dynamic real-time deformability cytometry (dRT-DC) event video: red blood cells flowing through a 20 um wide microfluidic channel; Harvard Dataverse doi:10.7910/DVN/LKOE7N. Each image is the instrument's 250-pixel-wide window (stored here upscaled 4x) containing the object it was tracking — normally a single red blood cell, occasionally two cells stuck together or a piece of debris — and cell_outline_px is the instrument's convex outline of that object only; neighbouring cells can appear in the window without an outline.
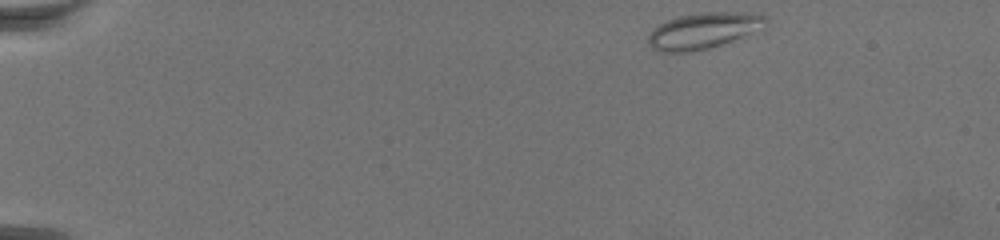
{"species": "common noctule bat (a hibernating species)", "species_latin": "Nyctalus noctula", "temperature_condition": "warm", "stored_images_in_passage": 62, "camera_frame_rate_fps": 3000, "um_per_image_px": 0.085, "animal": {"sex": "female", "body_mass_g": 19.5, "forearm_length_mm": 54.1}, "frame": {"image": 1, "passage_image": 1, "time_ms": 0.0, "image_size_px": [1000, 240], "cell_outline_px": [[768, 24], [764, 32], [708, 48], [688, 52], [660, 52], [652, 48], [648, 44], [648, 36], [652, 28], [668, 20], [680, 16], [700, 12], [752, 12], [768, 16]], "centroid_in_image_um": [59.93, 2.6], "position_along_channel_um": 25.1, "area_um2": 25.55}}
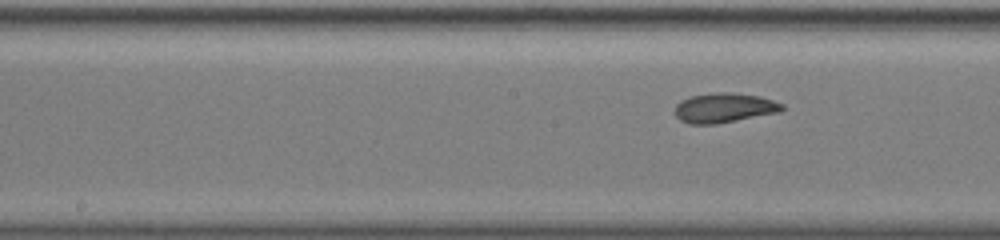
{"frame": {"image": 2, "passage_image": 29, "time_ms": 9.333, "image_size_px": [1000, 240], "cell_outline_px": [[784, 108], [780, 112], [716, 124], [688, 124], [680, 120], [676, 116], [676, 104], [680, 100], [692, 96], [716, 92], [728, 92], [760, 96], [784, 104]], "centroid_in_image_um": [61.56, 9.17], "position_along_channel_um": 186.6, "area_um2": 18.5}}
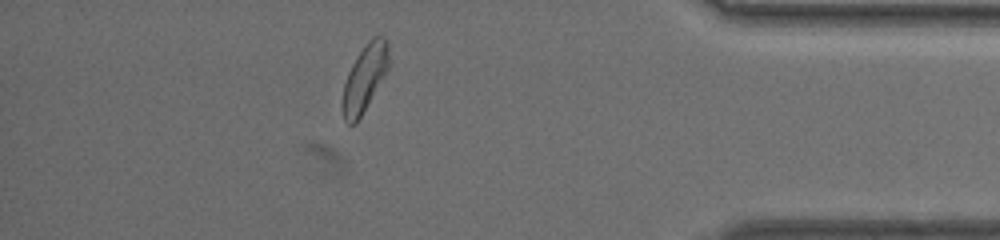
{"frame": {"image": 3, "passage_image": 54, "time_ms": 17.667, "image_size_px": [1000, 240], "cell_outline_px": [[388, 68], [356, 124], [348, 124], [344, 120], [344, 84], [348, 72], [356, 56], [368, 40], [372, 36], [384, 36], [388, 40]], "centroid_in_image_um": [31.01, 6.57], "position_along_channel_um": 404.2, "area_um2": 17.46}}